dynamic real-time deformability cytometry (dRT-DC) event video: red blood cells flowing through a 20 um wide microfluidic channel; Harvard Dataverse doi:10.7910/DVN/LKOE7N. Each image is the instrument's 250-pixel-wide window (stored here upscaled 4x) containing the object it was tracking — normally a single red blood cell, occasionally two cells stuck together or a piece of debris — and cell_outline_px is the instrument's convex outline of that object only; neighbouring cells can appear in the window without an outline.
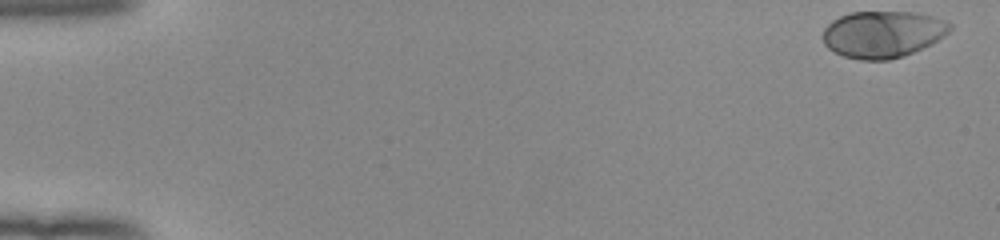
{"species": "human", "species_latin": "Homo sapiens", "temperature_condition": "room temperature", "stored_images_in_passage": 52, "camera_frame_rate_fps": 3000, "um_per_image_px": 0.085, "donor": {"sex": "female"}, "frame": {"image": 1, "passage_image": 1, "time_ms": 0.0, "image_size_px": [1000, 240], "cell_outline_px": [[952, 28], [944, 36], [932, 44], [912, 52], [888, 60], [860, 60], [844, 56], [828, 48], [824, 44], [820, 36], [824, 28], [832, 20], [840, 16], [852, 12], [916, 12], [932, 16], [944, 20], [952, 24]], "centroid_in_image_um": [75.01, 2.9], "position_along_channel_um": 10.0, "area_um2": 34.74}}
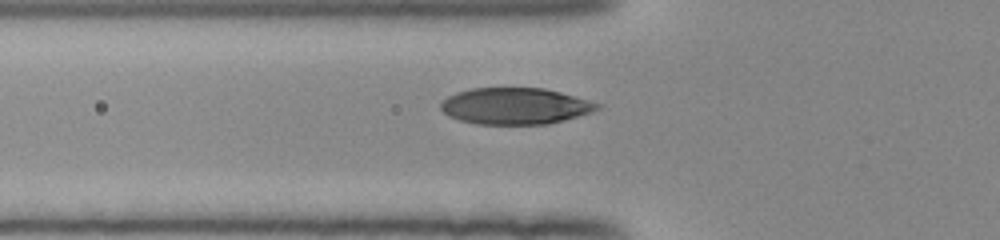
{"frame": {"image": 2, "passage_image": 19, "time_ms": 6.0, "image_size_px": [1000, 240], "cell_outline_px": [[604, 104], [600, 108], [592, 112], [564, 120], [548, 124], [476, 124], [460, 120], [448, 116], [440, 108], [440, 104], [448, 96], [456, 92], [472, 88], [544, 88], [560, 92]], "centroid_in_image_um": [43.81, 9.01], "position_along_channel_um": 82.0, "area_um2": 33.35}}
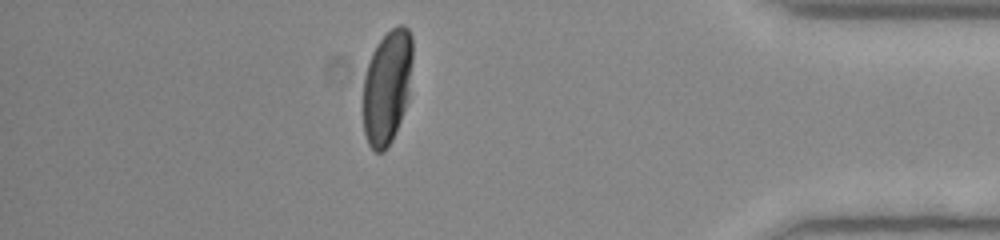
{"frame": {"image": 3, "passage_image": 46, "time_ms": 15.0, "image_size_px": [1000, 240], "cell_outline_px": [[412, 60], [408, 100], [392, 140], [384, 152], [376, 152], [368, 144], [364, 132], [364, 76], [372, 52], [376, 44], [396, 24], [404, 24], [408, 28], [412, 36]], "centroid_in_image_um": [32.91, 7.36], "position_along_channel_um": 402.3, "area_um2": 32.89}, "authors_computed_cell_mechanics": {"area_um2": 34.2465, "velocity_mm_per_s": 3.9292, "shape_relaxation_time_tau1_ms": 2.2638, "shape_relaxation_time_tau2_ms": null, "deformation_change_tau1": 0.1818, "deformation_change_tau2": null}}